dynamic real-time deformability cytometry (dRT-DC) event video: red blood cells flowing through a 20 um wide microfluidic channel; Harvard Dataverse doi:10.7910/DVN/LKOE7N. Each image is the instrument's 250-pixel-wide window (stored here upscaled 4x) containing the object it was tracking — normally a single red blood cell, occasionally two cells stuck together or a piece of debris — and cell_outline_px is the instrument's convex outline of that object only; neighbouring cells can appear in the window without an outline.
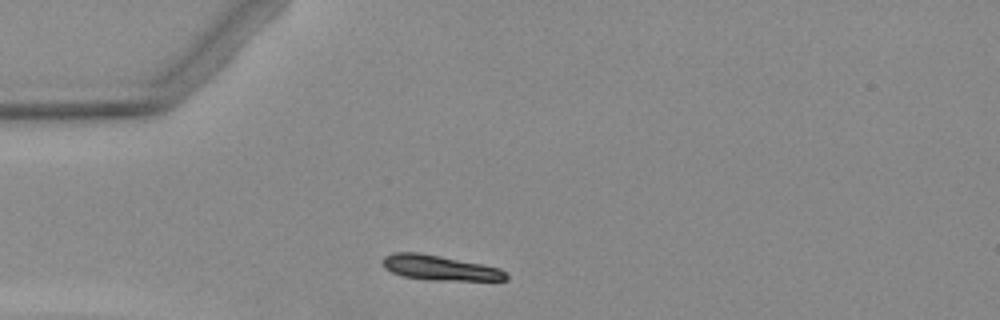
{"species": "Egyptian fruit bat (a non-hibernating species)", "species_latin": "Rousettus aegyptiacus", "temperature_condition": "warm", "stored_images_in_passage": 1, "camera_frame_rate_fps": 3000, "um_per_image_px": 0.085, "animal": {"sex": "female"}, "frame": {"image": 1, "passage_image": 1, "time_ms": 0.0, "image_size_px": [1000, 320], "cell_outline_px": [[508, 280], [428, 280], [400, 276], [384, 268], [380, 260], [384, 256], [396, 252], [416, 252], [440, 256], [500, 268], [508, 276]], "centroid_in_image_um": [37.31, 22.76], "position_along_channel_um": 47.7, "area_um2": 17.92}}